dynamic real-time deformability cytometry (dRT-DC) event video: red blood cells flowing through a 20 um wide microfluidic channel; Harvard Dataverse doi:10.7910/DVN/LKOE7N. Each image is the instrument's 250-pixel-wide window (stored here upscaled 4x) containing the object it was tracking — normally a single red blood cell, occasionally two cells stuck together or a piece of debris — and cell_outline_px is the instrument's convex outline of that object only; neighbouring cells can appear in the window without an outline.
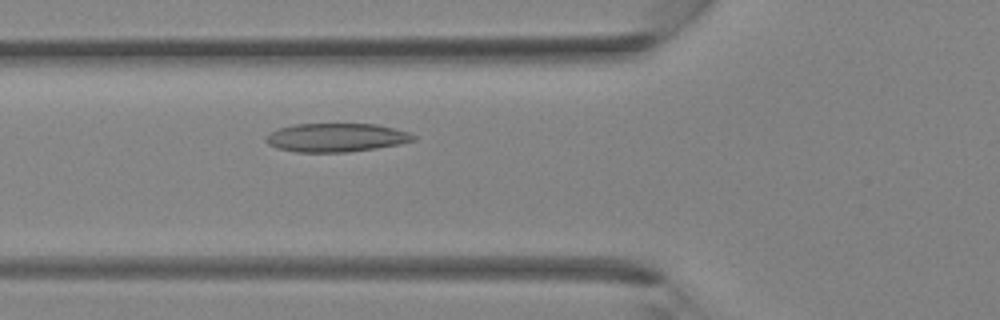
{"species": "Egyptian fruit bat (a non-hibernating species)", "species_latin": "Rousettus aegyptiacus", "temperature_condition": "room temperature", "stored_images_in_passage": 29, "camera_frame_rate_fps": 3000, "um_per_image_px": 0.085, "animal": {"sex": "female"}, "frame": {"image": 1, "passage_image": 6, "time_ms": 1.667, "image_size_px": [1000, 320], "cell_outline_px": [[416, 140], [400, 144], [376, 148], [348, 152], [296, 152], [276, 148], [268, 144], [264, 140], [272, 132], [280, 128], [292, 124], [376, 124], [408, 132], [416, 136]], "centroid_in_image_um": [28.58, 11.7], "position_along_channel_um": 97.2, "area_um2": 24.51}}
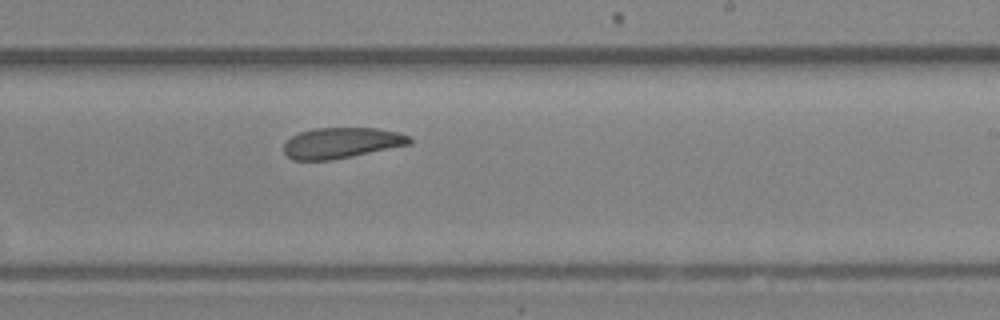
{"frame": {"image": 2, "passage_image": 15, "time_ms": 4.667, "image_size_px": [1000, 320], "cell_outline_px": [[412, 144], [352, 156], [328, 160], [292, 160], [284, 152], [284, 144], [292, 136], [300, 132], [312, 128], [376, 128], [400, 132], [408, 136], [412, 140]], "centroid_in_image_um": [29.04, 12.14], "position_along_channel_um": 260.0, "area_um2": 22.48}}
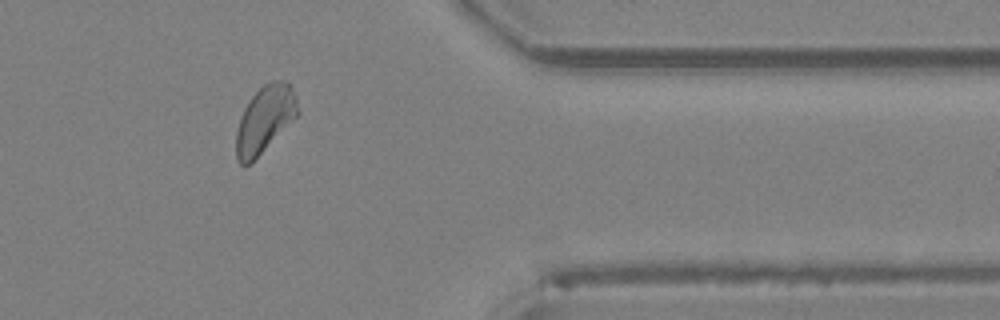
{"frame": {"image": 3, "passage_image": 23, "time_ms": 7.333, "image_size_px": [1000, 320], "cell_outline_px": [[300, 112], [248, 164], [240, 164], [236, 160], [236, 132], [244, 108], [252, 96], [264, 84], [272, 80], [280, 80], [292, 84], [296, 96]], "centroid_in_image_um": [22.52, 10.08], "position_along_channel_um": 388.9, "area_um2": 23.29}}